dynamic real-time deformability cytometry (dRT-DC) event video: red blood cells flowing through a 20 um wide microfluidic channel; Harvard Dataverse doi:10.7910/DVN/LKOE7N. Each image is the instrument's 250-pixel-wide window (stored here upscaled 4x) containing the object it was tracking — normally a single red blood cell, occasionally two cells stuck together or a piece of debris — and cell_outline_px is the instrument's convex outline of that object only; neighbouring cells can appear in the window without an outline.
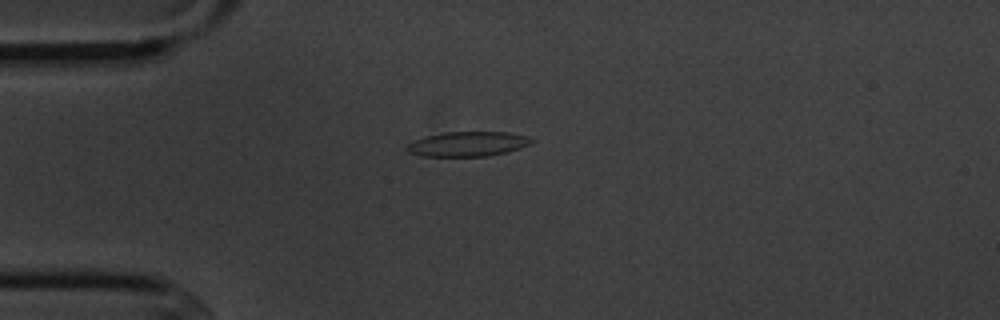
{"species": "common noctule bat (a hibernating species)", "species_latin": "Nyctalus noctula", "temperature_condition": "cold", "stored_images_in_passage": 1, "camera_frame_rate_fps": 3000, "um_per_image_px": 0.085, "animal": {"sex": "male", "body_mass_g": 20.1, "forearm_length_mm": 53.5}, "frame": {"image": 1, "passage_image": 1, "time_ms": 0.0, "image_size_px": [1000, 320], "cell_outline_px": [[536, 140], [520, 148], [508, 152], [488, 156], [420, 156], [408, 152], [404, 148], [412, 140], [444, 132], [508, 132], [528, 136]], "centroid_in_image_um": [39.75, 12.24], "position_along_channel_um": 45.2, "area_um2": 18.09}}